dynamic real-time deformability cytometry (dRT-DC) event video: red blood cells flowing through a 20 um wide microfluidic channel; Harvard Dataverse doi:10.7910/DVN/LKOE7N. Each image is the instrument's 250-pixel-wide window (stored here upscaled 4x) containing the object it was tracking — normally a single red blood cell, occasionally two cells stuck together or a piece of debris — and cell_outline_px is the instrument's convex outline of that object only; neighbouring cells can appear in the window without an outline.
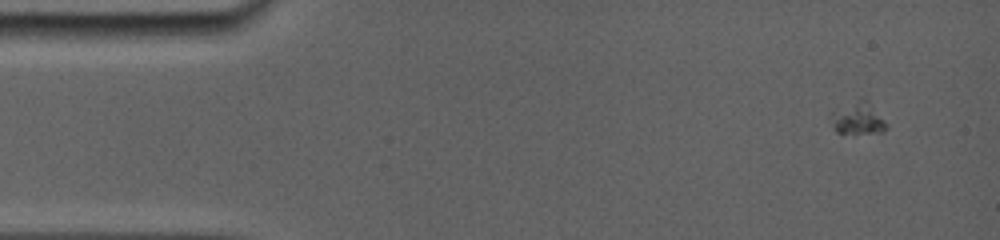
{"species": "common noctule bat (a hibernating species)", "species_latin": "Nyctalus noctula", "temperature_condition": "room temperature", "stored_images_in_passage": 30, "camera_frame_rate_fps": 5000, "um_per_image_px": 0.085, "animal": {"sex": "female", "body_mass_g": 19.0, "forearm_length_mm": 56.7}, "frame": {"image": 1, "passage_image": 4, "time_ms": 1.2, "image_size_px": [1000, 240], "cell_outline_px": [[888, 128], [884, 132], [836, 132], [828, 116], [828, 112], [860, 96], [864, 96], [888, 124]], "centroid_in_image_um": [72.88, 9.99], "position_along_channel_um": 12.1, "area_um2": 10.81}}
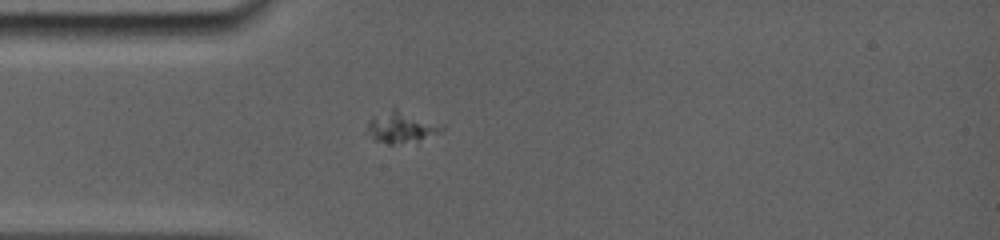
{"frame": {"image": 2, "passage_image": 10, "time_ms": 4.8, "image_size_px": [1000, 240], "cell_outline_px": [[444, 128], [440, 132], [416, 140], [392, 144], [388, 144], [376, 140], [364, 132], [368, 120], [372, 116], [392, 104], [444, 124]], "centroid_in_image_um": [34.05, 10.7], "position_along_channel_um": 51.0, "area_um2": 14.45}}
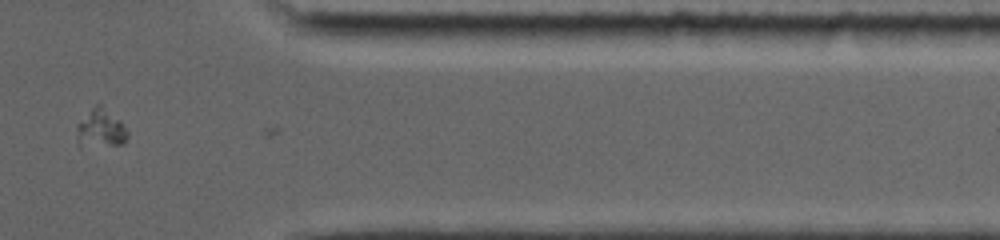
{"frame": {"image": 3, "passage_image": 26, "time_ms": 14.4, "image_size_px": [1000, 240], "cell_outline_px": [[128, 136], [124, 144], [80, 148], [76, 144], [76, 124], [96, 104], [100, 104], [120, 120], [124, 124], [128, 132]], "centroid_in_image_um": [8.52, 10.97], "position_along_channel_um": 402.9, "area_um2": 11.79}}